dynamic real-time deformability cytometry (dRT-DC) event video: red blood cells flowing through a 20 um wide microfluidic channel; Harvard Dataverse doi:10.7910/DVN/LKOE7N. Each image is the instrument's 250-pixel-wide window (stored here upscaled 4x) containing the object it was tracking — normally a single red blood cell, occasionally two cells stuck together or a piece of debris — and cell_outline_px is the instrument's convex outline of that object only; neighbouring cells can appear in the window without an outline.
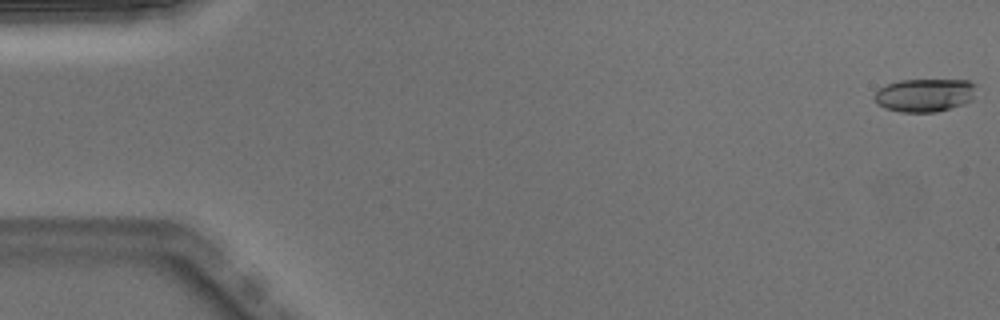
{"species": "Egyptian fruit bat (a non-hibernating species)", "species_latin": "Rousettus aegyptiacus", "temperature_condition": "warm", "stored_images_in_passage": 50, "camera_frame_rate_fps": 3000, "um_per_image_px": 0.085, "animal": {"sex": "male"}, "frame": {"image": 1, "passage_image": 1, "time_ms": 0.0, "image_size_px": [1000, 320], "cell_outline_px": [[976, 84], [972, 100], [964, 104], [936, 112], [900, 112], [884, 108], [876, 104], [872, 96], [880, 88], [888, 84], [900, 80], [968, 80]], "centroid_in_image_um": [78.58, 8.09], "position_along_channel_um": 6.4, "area_um2": 19.83}}
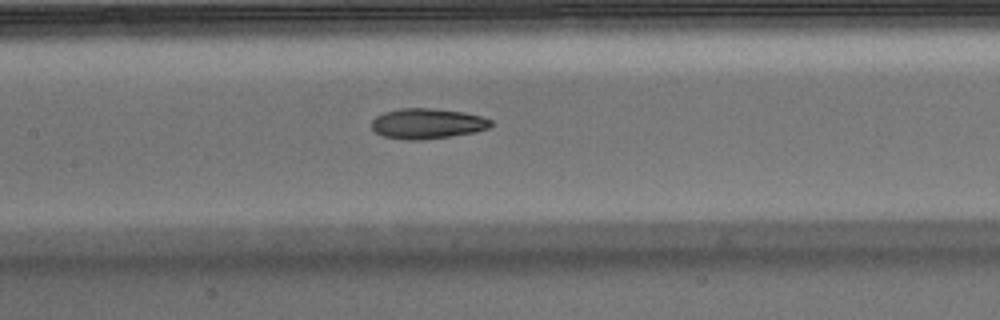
{"frame": {"image": 2, "passage_image": 24, "time_ms": 7.667, "image_size_px": [1000, 320], "cell_outline_px": [[492, 124], [488, 128], [476, 132], [452, 136], [420, 140], [404, 140], [380, 136], [372, 128], [372, 120], [376, 116], [384, 112], [400, 108], [428, 108], [464, 112], [480, 116], [492, 120]], "centroid_in_image_um": [36.3, 10.51], "position_along_channel_um": 171.1, "area_um2": 21.21}}
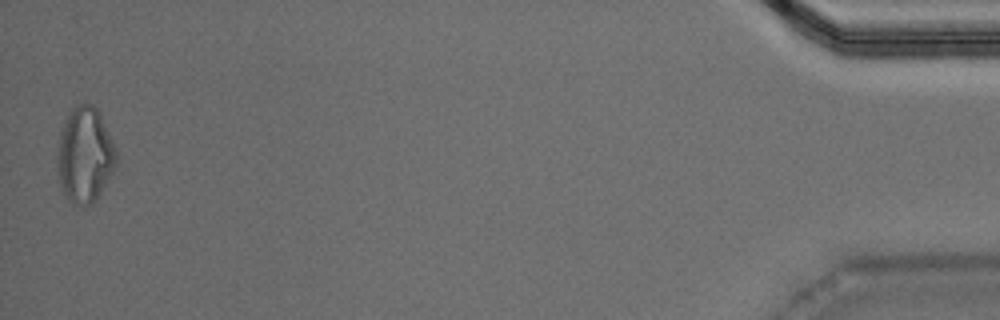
{"frame": {"image": 3, "passage_image": 50, "time_ms": 16.333, "image_size_px": [1000, 320], "cell_outline_px": [[116, 164], [112, 172], [96, 200], [92, 204], [72, 204], [68, 200], [60, 188], [56, 168], [56, 156], [60, 132], [72, 108], [76, 104], [92, 104], [96, 108], [116, 148]], "centroid_in_image_um": [7.17, 13.21], "position_along_channel_um": 428.0, "area_um2": 32.66}, "authors_computed_cell_mechanics": {"area_um2": 20.9814, "velocity_mm_per_s": 4.0327, "shape_relaxation_time_tau1_ms": 7.857, "shape_relaxation_time_tau2_ms": 3.6988, "deformation_change_tau1": 0.2293, "deformation_change_tau2": 0.1279}}